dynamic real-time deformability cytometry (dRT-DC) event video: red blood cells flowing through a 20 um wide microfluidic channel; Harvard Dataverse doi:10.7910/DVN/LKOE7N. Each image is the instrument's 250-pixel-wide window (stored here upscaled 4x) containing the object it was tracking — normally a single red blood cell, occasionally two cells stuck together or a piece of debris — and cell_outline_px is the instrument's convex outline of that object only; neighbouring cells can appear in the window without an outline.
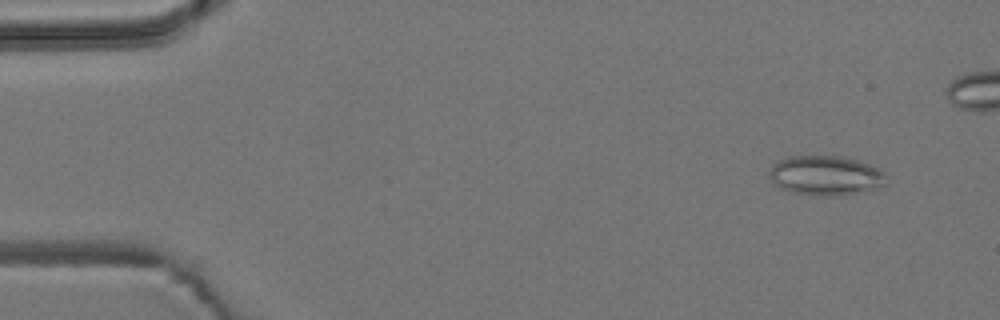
{"species": "common noctule bat (a hibernating species)", "species_latin": "Nyctalus noctula", "temperature_condition": "room temperature", "stored_images_in_passage": 47, "camera_frame_rate_fps": 3000, "um_per_image_px": 0.085, "animal": {"sex": "male", "body_mass_g": 19.2, "forearm_length_mm": 51.8}, "frame": {"image": 1, "passage_image": 4, "time_ms": 1.0, "image_size_px": [1000, 320], "cell_outline_px": [[888, 184], [876, 188], [840, 196], [816, 196], [792, 192], [780, 188], [768, 176], [768, 172], [772, 164], [788, 156], [840, 156], [856, 160], [868, 164], [884, 172], [888, 176]], "centroid_in_image_um": [70.18, 14.93], "position_along_channel_um": 14.8, "area_um2": 27.22}}
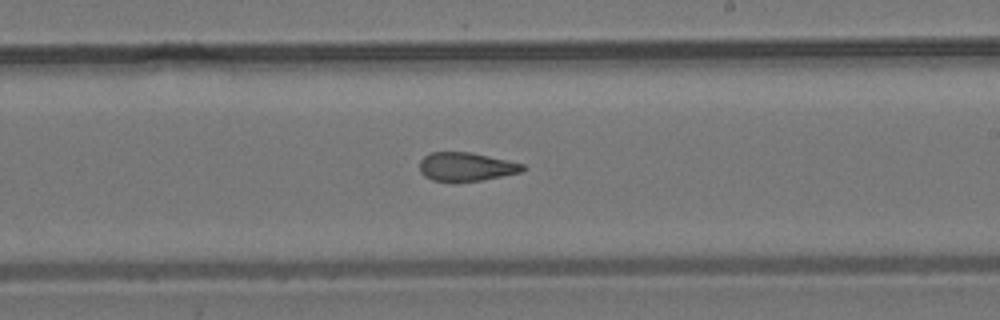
{"frame": {"image": 2, "passage_image": 31, "time_ms": 10.0, "image_size_px": [1000, 320], "cell_outline_px": [[528, 168], [520, 172], [480, 180], [432, 180], [424, 176], [420, 172], [420, 160], [424, 156], [432, 152], [472, 152], [524, 164]], "centroid_in_image_um": [39.62, 14.15], "position_along_channel_um": 249.4, "area_um2": 16.88}}
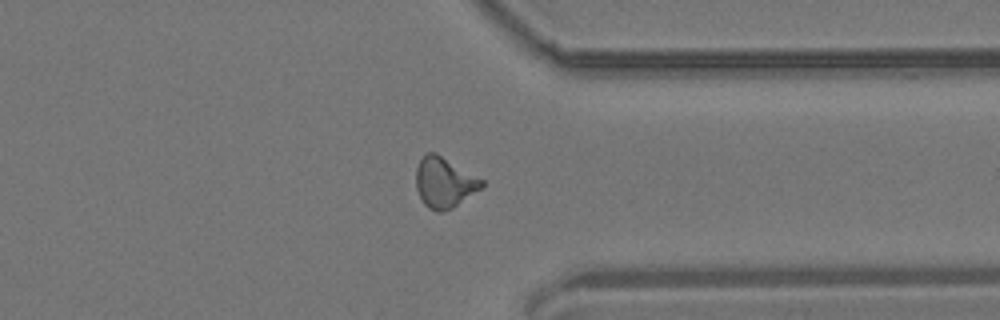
{"frame": {"image": 3, "passage_image": 41, "time_ms": 13.333, "image_size_px": [1000, 320], "cell_outline_px": [[484, 184], [480, 188], [452, 208], [440, 212], [436, 212], [428, 208], [424, 204], [416, 188], [416, 168], [420, 160], [428, 152], [436, 152], [484, 180]], "centroid_in_image_um": [37.74, 15.5], "position_along_channel_um": 373.7, "area_um2": 19.07}}